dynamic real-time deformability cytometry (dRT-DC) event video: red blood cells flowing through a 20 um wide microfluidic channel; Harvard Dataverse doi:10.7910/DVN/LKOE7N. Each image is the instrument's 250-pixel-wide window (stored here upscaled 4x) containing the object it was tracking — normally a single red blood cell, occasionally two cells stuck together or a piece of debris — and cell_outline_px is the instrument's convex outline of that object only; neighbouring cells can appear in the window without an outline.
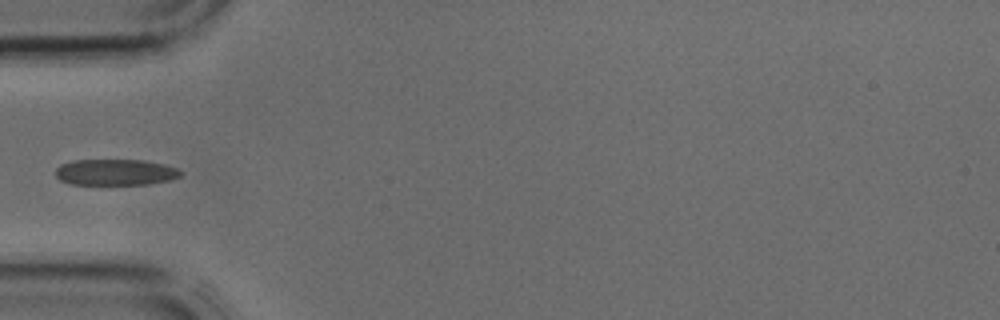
{"species": "common noctule bat (a hibernating species)", "species_latin": "Nyctalus noctula", "temperature_condition": "cold", "stored_images_in_passage": 1, "camera_frame_rate_fps": 3000, "um_per_image_px": 0.085, "animal": {"sex": "male", "body_mass_g": 17.9, "forearm_length_mm": 54.2}, "frame": {"image": 1, "passage_image": 1, "time_ms": 0.0, "image_size_px": [1000, 320], "cell_outline_px": [[184, 172], [180, 176], [172, 180], [148, 184], [68, 184], [60, 180], [56, 176], [56, 168], [60, 164], [72, 160], [144, 160], [164, 164], [176, 168]], "centroid_in_image_um": [9.82, 14.64], "position_along_channel_um": 75.2, "area_um2": 19.19}}